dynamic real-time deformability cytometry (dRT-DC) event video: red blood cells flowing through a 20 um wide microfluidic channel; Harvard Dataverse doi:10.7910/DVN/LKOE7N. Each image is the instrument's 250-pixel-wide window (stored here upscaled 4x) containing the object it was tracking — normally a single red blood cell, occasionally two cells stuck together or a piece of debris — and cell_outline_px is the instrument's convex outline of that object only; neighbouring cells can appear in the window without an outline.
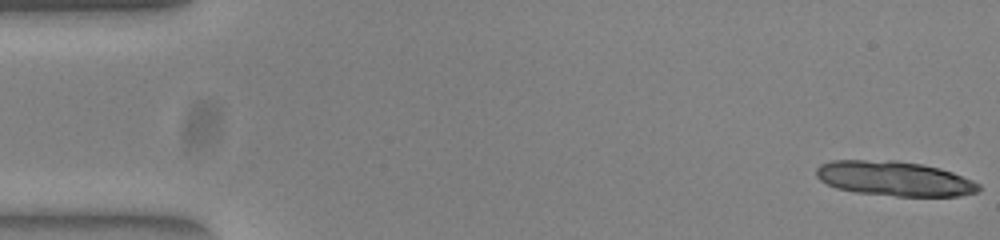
{"species": "common noctule bat (a hibernating species)", "species_latin": "Nyctalus noctula", "temperature_condition": "warm", "stored_images_in_passage": 14, "camera_frame_rate_fps": 3000, "um_per_image_px": 0.085, "animal": {"sex": "female", "body_mass_g": 23.0, "forearm_length_mm": 53.4}, "frame": {"image": 1, "passage_image": 1, "time_ms": 0.0, "image_size_px": [1000, 240], "cell_outline_px": [[980, 192], [960, 196], [896, 196], [856, 192], [836, 188], [820, 180], [816, 176], [816, 168], [820, 164], [832, 160], [896, 160], [920, 164], [940, 168], [952, 172], [972, 180], [980, 184]], "centroid_in_image_um": [76.03, 15.18], "position_along_channel_um": 9.0, "area_um2": 33.0}}